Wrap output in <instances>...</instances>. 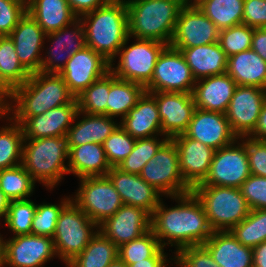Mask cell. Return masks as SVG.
<instances>
[{
	"mask_svg": "<svg viewBox=\"0 0 266 267\" xmlns=\"http://www.w3.org/2000/svg\"><path fill=\"white\" fill-rule=\"evenodd\" d=\"M178 204L166 207L163 199L151 214V230L163 248L177 251L187 246L203 245L213 234L204 207L193 192L169 196Z\"/></svg>",
	"mask_w": 266,
	"mask_h": 267,
	"instance_id": "cell-1",
	"label": "cell"
},
{
	"mask_svg": "<svg viewBox=\"0 0 266 267\" xmlns=\"http://www.w3.org/2000/svg\"><path fill=\"white\" fill-rule=\"evenodd\" d=\"M79 19L85 28L86 46L115 63L119 49L129 37L126 1L110 0Z\"/></svg>",
	"mask_w": 266,
	"mask_h": 267,
	"instance_id": "cell-2",
	"label": "cell"
},
{
	"mask_svg": "<svg viewBox=\"0 0 266 267\" xmlns=\"http://www.w3.org/2000/svg\"><path fill=\"white\" fill-rule=\"evenodd\" d=\"M131 38L170 45L177 19L186 0H125Z\"/></svg>",
	"mask_w": 266,
	"mask_h": 267,
	"instance_id": "cell-3",
	"label": "cell"
},
{
	"mask_svg": "<svg viewBox=\"0 0 266 267\" xmlns=\"http://www.w3.org/2000/svg\"><path fill=\"white\" fill-rule=\"evenodd\" d=\"M75 99L60 74L39 71L32 73L23 85L14 88L13 103L6 115L34 117L70 104Z\"/></svg>",
	"mask_w": 266,
	"mask_h": 267,
	"instance_id": "cell-4",
	"label": "cell"
},
{
	"mask_svg": "<svg viewBox=\"0 0 266 267\" xmlns=\"http://www.w3.org/2000/svg\"><path fill=\"white\" fill-rule=\"evenodd\" d=\"M68 161L66 136L23 140L21 165L35 182L42 183L47 190H53L64 175L69 174Z\"/></svg>",
	"mask_w": 266,
	"mask_h": 267,
	"instance_id": "cell-5",
	"label": "cell"
},
{
	"mask_svg": "<svg viewBox=\"0 0 266 267\" xmlns=\"http://www.w3.org/2000/svg\"><path fill=\"white\" fill-rule=\"evenodd\" d=\"M192 192L202 203L213 231H230L251 210L239 188L194 186Z\"/></svg>",
	"mask_w": 266,
	"mask_h": 267,
	"instance_id": "cell-6",
	"label": "cell"
},
{
	"mask_svg": "<svg viewBox=\"0 0 266 267\" xmlns=\"http://www.w3.org/2000/svg\"><path fill=\"white\" fill-rule=\"evenodd\" d=\"M97 231L98 225L70 200L59 214L53 236L57 257L67 265L84 250Z\"/></svg>",
	"mask_w": 266,
	"mask_h": 267,
	"instance_id": "cell-7",
	"label": "cell"
},
{
	"mask_svg": "<svg viewBox=\"0 0 266 267\" xmlns=\"http://www.w3.org/2000/svg\"><path fill=\"white\" fill-rule=\"evenodd\" d=\"M130 39L129 36L119 49L116 56L119 57L117 65L110 63V71L117 78L145 87L152 79L160 54L168 45L156 40L138 38H134L135 42L128 45Z\"/></svg>",
	"mask_w": 266,
	"mask_h": 267,
	"instance_id": "cell-8",
	"label": "cell"
},
{
	"mask_svg": "<svg viewBox=\"0 0 266 267\" xmlns=\"http://www.w3.org/2000/svg\"><path fill=\"white\" fill-rule=\"evenodd\" d=\"M139 175L165 198L192 192L181 175L178 149L172 139L160 147Z\"/></svg>",
	"mask_w": 266,
	"mask_h": 267,
	"instance_id": "cell-9",
	"label": "cell"
},
{
	"mask_svg": "<svg viewBox=\"0 0 266 267\" xmlns=\"http://www.w3.org/2000/svg\"><path fill=\"white\" fill-rule=\"evenodd\" d=\"M78 180L79 188L71 200L97 225L113 216L123 205L120 194L108 176Z\"/></svg>",
	"mask_w": 266,
	"mask_h": 267,
	"instance_id": "cell-10",
	"label": "cell"
},
{
	"mask_svg": "<svg viewBox=\"0 0 266 267\" xmlns=\"http://www.w3.org/2000/svg\"><path fill=\"white\" fill-rule=\"evenodd\" d=\"M250 175L245 143L237 138L231 144L215 151L208 175L196 186L239 188Z\"/></svg>",
	"mask_w": 266,
	"mask_h": 267,
	"instance_id": "cell-11",
	"label": "cell"
},
{
	"mask_svg": "<svg viewBox=\"0 0 266 267\" xmlns=\"http://www.w3.org/2000/svg\"><path fill=\"white\" fill-rule=\"evenodd\" d=\"M196 80L184 56L168 45L160 54L151 81L145 86L147 92L193 93Z\"/></svg>",
	"mask_w": 266,
	"mask_h": 267,
	"instance_id": "cell-12",
	"label": "cell"
},
{
	"mask_svg": "<svg viewBox=\"0 0 266 267\" xmlns=\"http://www.w3.org/2000/svg\"><path fill=\"white\" fill-rule=\"evenodd\" d=\"M54 257L52 237L28 234L5 239L3 267H44Z\"/></svg>",
	"mask_w": 266,
	"mask_h": 267,
	"instance_id": "cell-13",
	"label": "cell"
},
{
	"mask_svg": "<svg viewBox=\"0 0 266 267\" xmlns=\"http://www.w3.org/2000/svg\"><path fill=\"white\" fill-rule=\"evenodd\" d=\"M265 100L266 89L237 85L225 116L238 138L248 137L253 132Z\"/></svg>",
	"mask_w": 266,
	"mask_h": 267,
	"instance_id": "cell-14",
	"label": "cell"
},
{
	"mask_svg": "<svg viewBox=\"0 0 266 267\" xmlns=\"http://www.w3.org/2000/svg\"><path fill=\"white\" fill-rule=\"evenodd\" d=\"M45 39L51 42V47L44 49L47 52L42 56L40 71L44 73L59 74L70 57L86 46L85 28L79 18L58 31L46 34Z\"/></svg>",
	"mask_w": 266,
	"mask_h": 267,
	"instance_id": "cell-15",
	"label": "cell"
},
{
	"mask_svg": "<svg viewBox=\"0 0 266 267\" xmlns=\"http://www.w3.org/2000/svg\"><path fill=\"white\" fill-rule=\"evenodd\" d=\"M220 30L198 8L185 4L178 16L172 48H192L218 42Z\"/></svg>",
	"mask_w": 266,
	"mask_h": 267,
	"instance_id": "cell-16",
	"label": "cell"
},
{
	"mask_svg": "<svg viewBox=\"0 0 266 267\" xmlns=\"http://www.w3.org/2000/svg\"><path fill=\"white\" fill-rule=\"evenodd\" d=\"M109 71L110 62L92 48L85 46L70 57L59 74L76 98Z\"/></svg>",
	"mask_w": 266,
	"mask_h": 267,
	"instance_id": "cell-17",
	"label": "cell"
},
{
	"mask_svg": "<svg viewBox=\"0 0 266 267\" xmlns=\"http://www.w3.org/2000/svg\"><path fill=\"white\" fill-rule=\"evenodd\" d=\"M77 100L34 117H9L18 123L24 139L66 136L78 113Z\"/></svg>",
	"mask_w": 266,
	"mask_h": 267,
	"instance_id": "cell-18",
	"label": "cell"
},
{
	"mask_svg": "<svg viewBox=\"0 0 266 267\" xmlns=\"http://www.w3.org/2000/svg\"><path fill=\"white\" fill-rule=\"evenodd\" d=\"M98 230L119 247L151 230V214L141 207L123 204L98 225Z\"/></svg>",
	"mask_w": 266,
	"mask_h": 267,
	"instance_id": "cell-19",
	"label": "cell"
},
{
	"mask_svg": "<svg viewBox=\"0 0 266 267\" xmlns=\"http://www.w3.org/2000/svg\"><path fill=\"white\" fill-rule=\"evenodd\" d=\"M150 93L156 99L163 135L171 139L183 134L187 130L196 109L192 93Z\"/></svg>",
	"mask_w": 266,
	"mask_h": 267,
	"instance_id": "cell-20",
	"label": "cell"
},
{
	"mask_svg": "<svg viewBox=\"0 0 266 267\" xmlns=\"http://www.w3.org/2000/svg\"><path fill=\"white\" fill-rule=\"evenodd\" d=\"M9 37L14 42L16 54L22 66L30 74L39 72L46 34L37 21L26 12Z\"/></svg>",
	"mask_w": 266,
	"mask_h": 267,
	"instance_id": "cell-21",
	"label": "cell"
},
{
	"mask_svg": "<svg viewBox=\"0 0 266 267\" xmlns=\"http://www.w3.org/2000/svg\"><path fill=\"white\" fill-rule=\"evenodd\" d=\"M184 134L218 150L234 142L238 137L233 133L225 114L196 108Z\"/></svg>",
	"mask_w": 266,
	"mask_h": 267,
	"instance_id": "cell-22",
	"label": "cell"
},
{
	"mask_svg": "<svg viewBox=\"0 0 266 267\" xmlns=\"http://www.w3.org/2000/svg\"><path fill=\"white\" fill-rule=\"evenodd\" d=\"M178 149L181 175L193 188L208 175L215 151L184 133L171 138Z\"/></svg>",
	"mask_w": 266,
	"mask_h": 267,
	"instance_id": "cell-23",
	"label": "cell"
},
{
	"mask_svg": "<svg viewBox=\"0 0 266 267\" xmlns=\"http://www.w3.org/2000/svg\"><path fill=\"white\" fill-rule=\"evenodd\" d=\"M107 176L120 194L123 204L141 207L152 214L163 197L138 174H130L118 167H111Z\"/></svg>",
	"mask_w": 266,
	"mask_h": 267,
	"instance_id": "cell-24",
	"label": "cell"
},
{
	"mask_svg": "<svg viewBox=\"0 0 266 267\" xmlns=\"http://www.w3.org/2000/svg\"><path fill=\"white\" fill-rule=\"evenodd\" d=\"M236 87L227 73L197 80L192 93L196 108L225 114Z\"/></svg>",
	"mask_w": 266,
	"mask_h": 267,
	"instance_id": "cell-25",
	"label": "cell"
},
{
	"mask_svg": "<svg viewBox=\"0 0 266 267\" xmlns=\"http://www.w3.org/2000/svg\"><path fill=\"white\" fill-rule=\"evenodd\" d=\"M119 125L134 139L164 136L155 97L145 91L137 104L119 122Z\"/></svg>",
	"mask_w": 266,
	"mask_h": 267,
	"instance_id": "cell-26",
	"label": "cell"
},
{
	"mask_svg": "<svg viewBox=\"0 0 266 267\" xmlns=\"http://www.w3.org/2000/svg\"><path fill=\"white\" fill-rule=\"evenodd\" d=\"M80 116L82 118L81 120ZM74 122L68 129L66 135L69 150L72 147L89 143L103 145L104 141L119 126L117 118L114 119L106 115L82 113L80 111H78Z\"/></svg>",
	"mask_w": 266,
	"mask_h": 267,
	"instance_id": "cell-27",
	"label": "cell"
},
{
	"mask_svg": "<svg viewBox=\"0 0 266 267\" xmlns=\"http://www.w3.org/2000/svg\"><path fill=\"white\" fill-rule=\"evenodd\" d=\"M203 246L221 267H253V250L242 245L230 231H214Z\"/></svg>",
	"mask_w": 266,
	"mask_h": 267,
	"instance_id": "cell-28",
	"label": "cell"
},
{
	"mask_svg": "<svg viewBox=\"0 0 266 267\" xmlns=\"http://www.w3.org/2000/svg\"><path fill=\"white\" fill-rule=\"evenodd\" d=\"M180 50L192 76L199 79L226 73L227 56L219 42L199 45L192 48H175Z\"/></svg>",
	"mask_w": 266,
	"mask_h": 267,
	"instance_id": "cell-29",
	"label": "cell"
},
{
	"mask_svg": "<svg viewBox=\"0 0 266 267\" xmlns=\"http://www.w3.org/2000/svg\"><path fill=\"white\" fill-rule=\"evenodd\" d=\"M110 169L111 166L101 144L89 143L72 147L69 150L68 173L79 179L107 176Z\"/></svg>",
	"mask_w": 266,
	"mask_h": 267,
	"instance_id": "cell-30",
	"label": "cell"
},
{
	"mask_svg": "<svg viewBox=\"0 0 266 267\" xmlns=\"http://www.w3.org/2000/svg\"><path fill=\"white\" fill-rule=\"evenodd\" d=\"M29 13L45 34L72 24L78 17L67 0H26Z\"/></svg>",
	"mask_w": 266,
	"mask_h": 267,
	"instance_id": "cell-31",
	"label": "cell"
},
{
	"mask_svg": "<svg viewBox=\"0 0 266 267\" xmlns=\"http://www.w3.org/2000/svg\"><path fill=\"white\" fill-rule=\"evenodd\" d=\"M226 73L237 85L266 89V61L252 49L227 57Z\"/></svg>",
	"mask_w": 266,
	"mask_h": 267,
	"instance_id": "cell-32",
	"label": "cell"
},
{
	"mask_svg": "<svg viewBox=\"0 0 266 267\" xmlns=\"http://www.w3.org/2000/svg\"><path fill=\"white\" fill-rule=\"evenodd\" d=\"M141 84L117 78L110 71V91L107 100V116L122 120L145 92Z\"/></svg>",
	"mask_w": 266,
	"mask_h": 267,
	"instance_id": "cell-33",
	"label": "cell"
},
{
	"mask_svg": "<svg viewBox=\"0 0 266 267\" xmlns=\"http://www.w3.org/2000/svg\"><path fill=\"white\" fill-rule=\"evenodd\" d=\"M118 258V247L99 230L67 267H107Z\"/></svg>",
	"mask_w": 266,
	"mask_h": 267,
	"instance_id": "cell-34",
	"label": "cell"
},
{
	"mask_svg": "<svg viewBox=\"0 0 266 267\" xmlns=\"http://www.w3.org/2000/svg\"><path fill=\"white\" fill-rule=\"evenodd\" d=\"M118 258L131 265L147 258H168V255L153 231L149 230L141 237L120 245Z\"/></svg>",
	"mask_w": 266,
	"mask_h": 267,
	"instance_id": "cell-35",
	"label": "cell"
},
{
	"mask_svg": "<svg viewBox=\"0 0 266 267\" xmlns=\"http://www.w3.org/2000/svg\"><path fill=\"white\" fill-rule=\"evenodd\" d=\"M198 8L219 30L243 23L244 0H206Z\"/></svg>",
	"mask_w": 266,
	"mask_h": 267,
	"instance_id": "cell-36",
	"label": "cell"
},
{
	"mask_svg": "<svg viewBox=\"0 0 266 267\" xmlns=\"http://www.w3.org/2000/svg\"><path fill=\"white\" fill-rule=\"evenodd\" d=\"M4 119L9 121L8 124L0 127V170L21 164L24 140L20 125L7 115Z\"/></svg>",
	"mask_w": 266,
	"mask_h": 267,
	"instance_id": "cell-37",
	"label": "cell"
},
{
	"mask_svg": "<svg viewBox=\"0 0 266 267\" xmlns=\"http://www.w3.org/2000/svg\"><path fill=\"white\" fill-rule=\"evenodd\" d=\"M35 183L21 164L0 170V190L9 201L30 198L34 192Z\"/></svg>",
	"mask_w": 266,
	"mask_h": 267,
	"instance_id": "cell-38",
	"label": "cell"
},
{
	"mask_svg": "<svg viewBox=\"0 0 266 267\" xmlns=\"http://www.w3.org/2000/svg\"><path fill=\"white\" fill-rule=\"evenodd\" d=\"M244 246L251 248L266 241V209L250 210L249 215L230 230Z\"/></svg>",
	"mask_w": 266,
	"mask_h": 267,
	"instance_id": "cell-39",
	"label": "cell"
},
{
	"mask_svg": "<svg viewBox=\"0 0 266 267\" xmlns=\"http://www.w3.org/2000/svg\"><path fill=\"white\" fill-rule=\"evenodd\" d=\"M0 74L13 88L23 85L31 75L19 62L9 35L0 37Z\"/></svg>",
	"mask_w": 266,
	"mask_h": 267,
	"instance_id": "cell-40",
	"label": "cell"
},
{
	"mask_svg": "<svg viewBox=\"0 0 266 267\" xmlns=\"http://www.w3.org/2000/svg\"><path fill=\"white\" fill-rule=\"evenodd\" d=\"M110 91V71L93 82L76 97L78 109L82 113L107 116V100Z\"/></svg>",
	"mask_w": 266,
	"mask_h": 267,
	"instance_id": "cell-41",
	"label": "cell"
},
{
	"mask_svg": "<svg viewBox=\"0 0 266 267\" xmlns=\"http://www.w3.org/2000/svg\"><path fill=\"white\" fill-rule=\"evenodd\" d=\"M153 136L136 139L132 152L118 166L124 172L140 174L143 167L155 156V153L169 139L166 136Z\"/></svg>",
	"mask_w": 266,
	"mask_h": 267,
	"instance_id": "cell-42",
	"label": "cell"
},
{
	"mask_svg": "<svg viewBox=\"0 0 266 267\" xmlns=\"http://www.w3.org/2000/svg\"><path fill=\"white\" fill-rule=\"evenodd\" d=\"M37 203L31 199L12 200L4 224L12 231L13 237L31 234L32 221L36 212Z\"/></svg>",
	"mask_w": 266,
	"mask_h": 267,
	"instance_id": "cell-43",
	"label": "cell"
},
{
	"mask_svg": "<svg viewBox=\"0 0 266 267\" xmlns=\"http://www.w3.org/2000/svg\"><path fill=\"white\" fill-rule=\"evenodd\" d=\"M71 197L61 198L59 204H37L36 212L32 221L31 234L40 236H54L56 224L62 208L71 200Z\"/></svg>",
	"mask_w": 266,
	"mask_h": 267,
	"instance_id": "cell-44",
	"label": "cell"
},
{
	"mask_svg": "<svg viewBox=\"0 0 266 267\" xmlns=\"http://www.w3.org/2000/svg\"><path fill=\"white\" fill-rule=\"evenodd\" d=\"M254 28L246 24L220 30L218 42L227 57L251 49Z\"/></svg>",
	"mask_w": 266,
	"mask_h": 267,
	"instance_id": "cell-45",
	"label": "cell"
},
{
	"mask_svg": "<svg viewBox=\"0 0 266 267\" xmlns=\"http://www.w3.org/2000/svg\"><path fill=\"white\" fill-rule=\"evenodd\" d=\"M136 139L131 137L120 125L104 141L103 148L111 167H118L132 152Z\"/></svg>",
	"mask_w": 266,
	"mask_h": 267,
	"instance_id": "cell-46",
	"label": "cell"
},
{
	"mask_svg": "<svg viewBox=\"0 0 266 267\" xmlns=\"http://www.w3.org/2000/svg\"><path fill=\"white\" fill-rule=\"evenodd\" d=\"M173 253L177 267H221L203 245L183 247Z\"/></svg>",
	"mask_w": 266,
	"mask_h": 267,
	"instance_id": "cell-47",
	"label": "cell"
},
{
	"mask_svg": "<svg viewBox=\"0 0 266 267\" xmlns=\"http://www.w3.org/2000/svg\"><path fill=\"white\" fill-rule=\"evenodd\" d=\"M26 12V0H0V35H9Z\"/></svg>",
	"mask_w": 266,
	"mask_h": 267,
	"instance_id": "cell-48",
	"label": "cell"
},
{
	"mask_svg": "<svg viewBox=\"0 0 266 267\" xmlns=\"http://www.w3.org/2000/svg\"><path fill=\"white\" fill-rule=\"evenodd\" d=\"M251 210L266 209V178L251 174L239 187Z\"/></svg>",
	"mask_w": 266,
	"mask_h": 267,
	"instance_id": "cell-49",
	"label": "cell"
},
{
	"mask_svg": "<svg viewBox=\"0 0 266 267\" xmlns=\"http://www.w3.org/2000/svg\"><path fill=\"white\" fill-rule=\"evenodd\" d=\"M247 150L250 172L266 178V141L241 137Z\"/></svg>",
	"mask_w": 266,
	"mask_h": 267,
	"instance_id": "cell-50",
	"label": "cell"
},
{
	"mask_svg": "<svg viewBox=\"0 0 266 267\" xmlns=\"http://www.w3.org/2000/svg\"><path fill=\"white\" fill-rule=\"evenodd\" d=\"M243 24L252 28H266L265 0H244Z\"/></svg>",
	"mask_w": 266,
	"mask_h": 267,
	"instance_id": "cell-51",
	"label": "cell"
},
{
	"mask_svg": "<svg viewBox=\"0 0 266 267\" xmlns=\"http://www.w3.org/2000/svg\"><path fill=\"white\" fill-rule=\"evenodd\" d=\"M72 11L80 18L82 15L104 6L110 0H67Z\"/></svg>",
	"mask_w": 266,
	"mask_h": 267,
	"instance_id": "cell-52",
	"label": "cell"
},
{
	"mask_svg": "<svg viewBox=\"0 0 266 267\" xmlns=\"http://www.w3.org/2000/svg\"><path fill=\"white\" fill-rule=\"evenodd\" d=\"M14 99V88L0 74V107L7 113Z\"/></svg>",
	"mask_w": 266,
	"mask_h": 267,
	"instance_id": "cell-53",
	"label": "cell"
},
{
	"mask_svg": "<svg viewBox=\"0 0 266 267\" xmlns=\"http://www.w3.org/2000/svg\"><path fill=\"white\" fill-rule=\"evenodd\" d=\"M251 49L266 61V28H254Z\"/></svg>",
	"mask_w": 266,
	"mask_h": 267,
	"instance_id": "cell-54",
	"label": "cell"
},
{
	"mask_svg": "<svg viewBox=\"0 0 266 267\" xmlns=\"http://www.w3.org/2000/svg\"><path fill=\"white\" fill-rule=\"evenodd\" d=\"M248 137L266 141V100L263 104L255 129Z\"/></svg>",
	"mask_w": 266,
	"mask_h": 267,
	"instance_id": "cell-55",
	"label": "cell"
},
{
	"mask_svg": "<svg viewBox=\"0 0 266 267\" xmlns=\"http://www.w3.org/2000/svg\"><path fill=\"white\" fill-rule=\"evenodd\" d=\"M253 267H266V241L252 248Z\"/></svg>",
	"mask_w": 266,
	"mask_h": 267,
	"instance_id": "cell-56",
	"label": "cell"
},
{
	"mask_svg": "<svg viewBox=\"0 0 266 267\" xmlns=\"http://www.w3.org/2000/svg\"><path fill=\"white\" fill-rule=\"evenodd\" d=\"M169 261L168 258H147L140 262H135L131 265H126L127 267H167L168 263L173 261L171 257Z\"/></svg>",
	"mask_w": 266,
	"mask_h": 267,
	"instance_id": "cell-57",
	"label": "cell"
},
{
	"mask_svg": "<svg viewBox=\"0 0 266 267\" xmlns=\"http://www.w3.org/2000/svg\"><path fill=\"white\" fill-rule=\"evenodd\" d=\"M10 201L5 194L0 190V219H5Z\"/></svg>",
	"mask_w": 266,
	"mask_h": 267,
	"instance_id": "cell-58",
	"label": "cell"
},
{
	"mask_svg": "<svg viewBox=\"0 0 266 267\" xmlns=\"http://www.w3.org/2000/svg\"><path fill=\"white\" fill-rule=\"evenodd\" d=\"M4 250H5V238L0 233V267H3L4 263Z\"/></svg>",
	"mask_w": 266,
	"mask_h": 267,
	"instance_id": "cell-59",
	"label": "cell"
},
{
	"mask_svg": "<svg viewBox=\"0 0 266 267\" xmlns=\"http://www.w3.org/2000/svg\"><path fill=\"white\" fill-rule=\"evenodd\" d=\"M107 267H127V266L122 260L117 258L114 262L109 264Z\"/></svg>",
	"mask_w": 266,
	"mask_h": 267,
	"instance_id": "cell-60",
	"label": "cell"
},
{
	"mask_svg": "<svg viewBox=\"0 0 266 267\" xmlns=\"http://www.w3.org/2000/svg\"><path fill=\"white\" fill-rule=\"evenodd\" d=\"M204 1H206V0H186V3L191 5V6L198 7Z\"/></svg>",
	"mask_w": 266,
	"mask_h": 267,
	"instance_id": "cell-61",
	"label": "cell"
},
{
	"mask_svg": "<svg viewBox=\"0 0 266 267\" xmlns=\"http://www.w3.org/2000/svg\"><path fill=\"white\" fill-rule=\"evenodd\" d=\"M6 112L0 107V119H3L4 117H6Z\"/></svg>",
	"mask_w": 266,
	"mask_h": 267,
	"instance_id": "cell-62",
	"label": "cell"
}]
</instances>
